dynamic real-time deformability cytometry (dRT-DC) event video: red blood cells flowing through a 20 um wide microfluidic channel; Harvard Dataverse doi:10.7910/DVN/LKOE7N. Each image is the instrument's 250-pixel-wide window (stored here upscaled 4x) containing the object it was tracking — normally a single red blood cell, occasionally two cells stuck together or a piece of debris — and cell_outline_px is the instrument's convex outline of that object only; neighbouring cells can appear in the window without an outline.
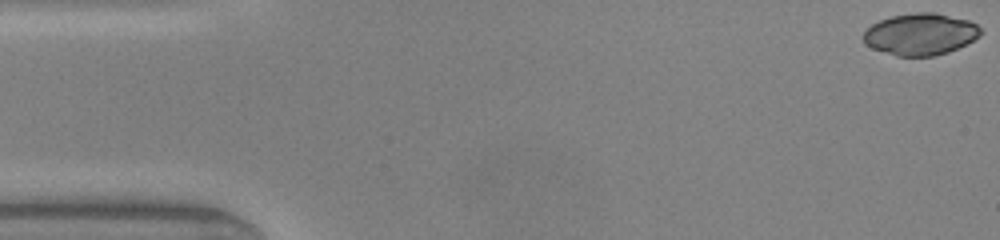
{"species": "common noctule bat (a hibernating species)", "species_latin": "Nyctalus noctula", "temperature_condition": "warm", "stored_images_in_passage": 49, "camera_frame_rate_fps": 3000, "um_per_image_px": 0.085, "animal": {"sex": "male", "body_mass_g": 20.0, "forearm_length_mm": 53.3}, "frame": {"image": 1, "passage_image": 1, "time_ms": 0.0, "image_size_px": [1000, 240], "cell_outline_px": [[984, 32], [980, 36], [948, 52], [932, 56], [896, 56], [872, 48], [864, 44], [864, 32], [872, 24], [880, 20], [892, 16], [916, 12], [936, 12], [968, 20], [976, 24]], "centroid_in_image_um": [78.24, 2.9], "position_along_channel_um": 6.8, "area_um2": 28.44}}
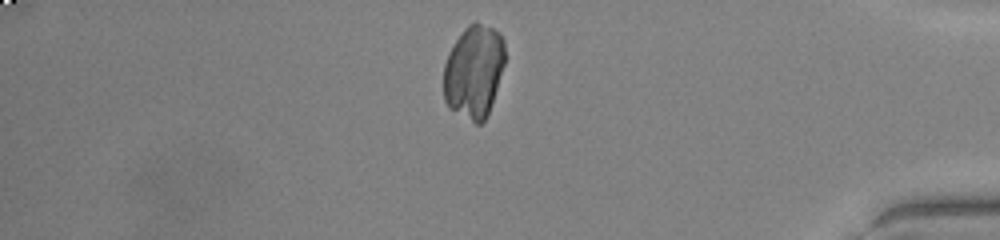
{"frame": {"image": 2, "passage_image": 42, "time_ms": 13.667, "image_size_px": [1000, 240], "cell_outline_px": [[504, 64], [492, 104], [484, 120], [480, 124], [476, 124], [448, 108], [444, 100], [444, 64], [448, 52], [452, 44], [464, 28], [468, 24], [476, 20], [500, 32], [504, 40]], "centroid_in_image_um": [40.26, 6.05], "position_along_channel_um": 394.9, "area_um2": 33.58}}
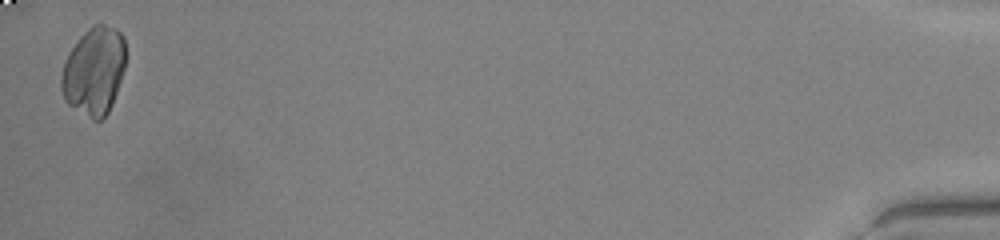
{"frame": {"image": 3, "passage_image": 49, "time_ms": 16.0, "image_size_px": [1000, 240], "cell_outline_px": [[124, 68], [112, 104], [108, 112], [100, 120], [92, 120], [68, 104], [64, 100], [60, 88], [60, 76], [64, 60], [68, 52], [80, 36], [88, 28], [96, 24], [104, 24], [116, 28], [124, 36]], "centroid_in_image_um": [7.95, 6.03], "position_along_channel_um": 427.2, "area_um2": 33.06}}